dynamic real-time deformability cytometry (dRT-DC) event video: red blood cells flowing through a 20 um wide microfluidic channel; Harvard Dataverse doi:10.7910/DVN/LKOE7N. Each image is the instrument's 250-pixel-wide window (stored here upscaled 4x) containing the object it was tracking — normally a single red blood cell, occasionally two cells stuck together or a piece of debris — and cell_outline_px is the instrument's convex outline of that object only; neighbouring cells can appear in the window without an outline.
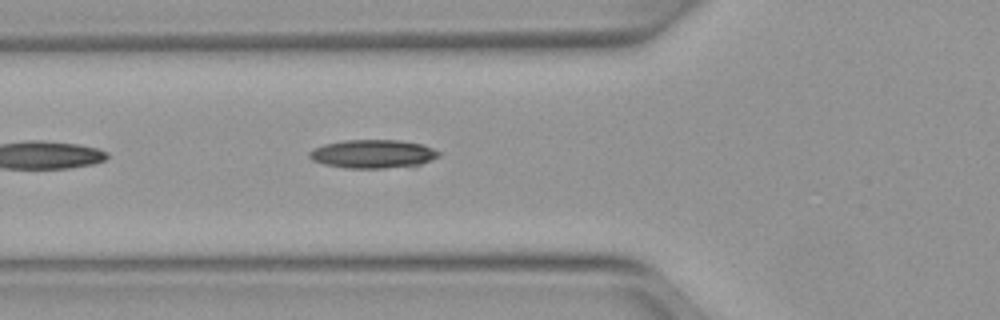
{"species": "Egyptian fruit bat (a non-hibernating species)", "species_latin": "Rousettus aegyptiacus", "temperature_condition": "warm", "stored_images_in_passage": 8, "camera_frame_rate_fps": 3000, "um_per_image_px": 0.085, "animal": {"sex": "female"}, "frame": {"image": 1, "passage_image": 5, "time_ms": 1.333, "image_size_px": [1000, 320], "cell_outline_px": [[440, 156], [432, 160], [420, 164], [384, 168], [348, 168], [324, 164], [312, 160], [308, 156], [308, 152], [312, 148], [324, 144], [344, 140], [400, 140], [420, 144], [432, 148], [440, 152]], "centroid_in_image_um": [31.66, 13.08], "position_along_channel_um": 94.1, "area_um2": 21.44}}